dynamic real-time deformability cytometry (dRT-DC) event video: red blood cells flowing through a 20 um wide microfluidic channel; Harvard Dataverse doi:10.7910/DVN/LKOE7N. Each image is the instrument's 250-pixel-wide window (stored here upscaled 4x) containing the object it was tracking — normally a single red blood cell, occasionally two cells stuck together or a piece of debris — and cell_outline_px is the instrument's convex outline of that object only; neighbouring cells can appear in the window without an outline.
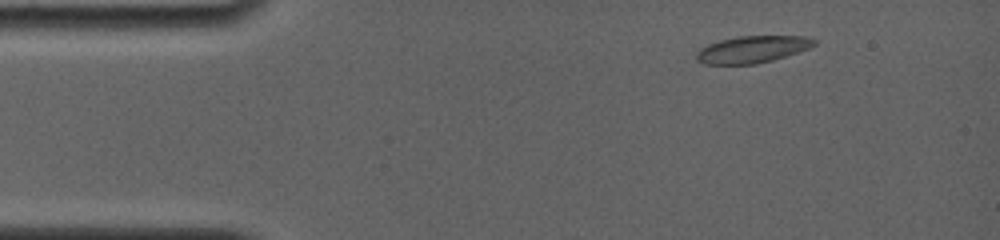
{"species": "common noctule bat (a hibernating species)", "species_latin": "Nyctalus noctula", "temperature_condition": "room temperature", "stored_images_in_passage": 48, "camera_frame_rate_fps": 4000, "um_per_image_px": 0.085, "animal": {"sex": "female", "body_mass_g": 19.0, "forearm_length_mm": 56.7}, "frame": {"image": 1, "passage_image": 11, "time_ms": 1.25, "image_size_px": [1000, 240], "cell_outline_px": [[816, 44], [808, 48], [772, 60], [756, 64], [704, 64], [696, 60], [696, 52], [700, 48], [708, 44], [720, 40], [736, 36], [808, 36], [816, 40]], "centroid_in_image_um": [63.91, 4.19], "position_along_channel_um": 21.1, "area_um2": 18.44}}
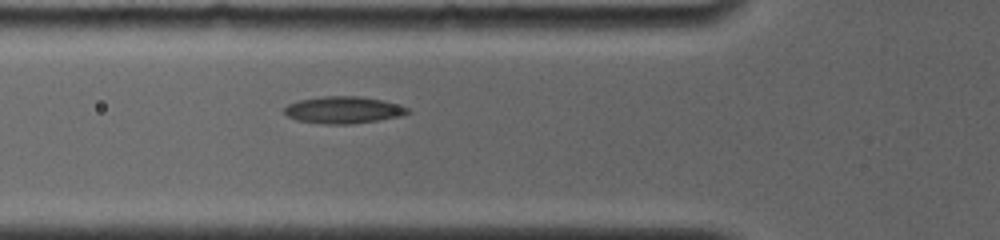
{"frame": {"image": 2, "passage_image": 35, "time_ms": 5.0, "image_size_px": [1000, 240], "cell_outline_px": [[412, 112], [400, 116], [376, 120], [348, 124], [328, 124], [296, 120], [288, 116], [284, 112], [284, 108], [288, 104], [300, 100], [324, 96], [360, 96], [380, 100], [396, 104], [408, 108]], "centroid_in_image_um": [29.17, 9.34], "position_along_channel_um": 96.6, "area_um2": 19.07}}
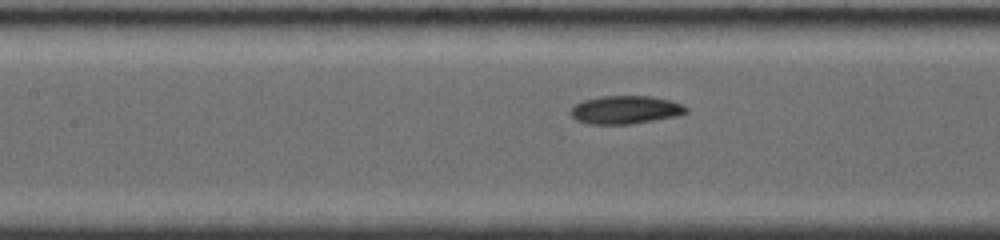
{"frame": {"image": 3, "passage_image": 41, "time_ms": 6.5, "image_size_px": [1000, 240], "cell_outline_px": [[688, 112], [676, 116], [628, 124], [588, 124], [576, 120], [572, 116], [572, 108], [576, 104], [584, 100], [600, 96], [652, 96], [668, 100], [680, 104], [688, 108]], "centroid_in_image_um": [53.15, 9.33], "position_along_channel_um": 154.2, "area_um2": 18.67}}